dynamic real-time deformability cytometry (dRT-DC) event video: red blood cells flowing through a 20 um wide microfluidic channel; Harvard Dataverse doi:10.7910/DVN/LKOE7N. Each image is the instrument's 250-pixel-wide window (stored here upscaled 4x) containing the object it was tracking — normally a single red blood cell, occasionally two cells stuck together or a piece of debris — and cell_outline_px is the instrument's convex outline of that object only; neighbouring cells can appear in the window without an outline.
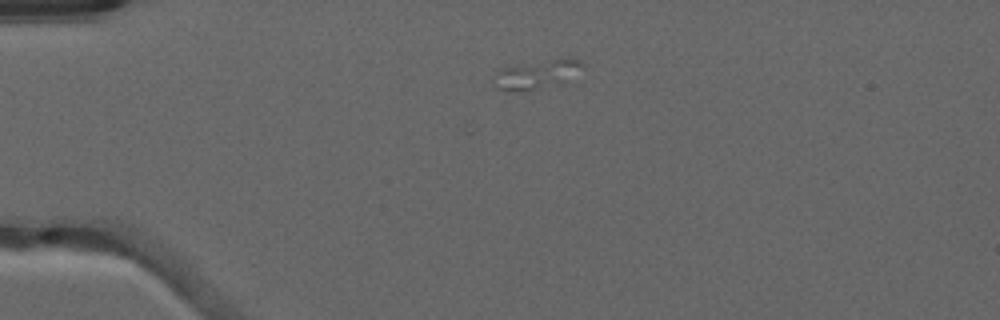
{"species": "common noctule bat (a hibernating species)", "species_latin": "Nyctalus noctula", "temperature_condition": "warm", "stored_images_in_passage": 5, "camera_frame_rate_fps": 3000, "um_per_image_px": 0.085, "animal": {"sex": "male", "forearm_length_mm": 52.5}, "frame": {"image": 1, "passage_image": 3, "time_ms": 0.667, "image_size_px": [1000, 320], "cell_outline_px": [[584, 64], [564, 80], [536, 88], [496, 88], [492, 84], [496, 72], [504, 68], [568, 56], [580, 60]], "centroid_in_image_um": [45.62, 6.24], "position_along_channel_um": 39.4, "area_um2": 13.53}}